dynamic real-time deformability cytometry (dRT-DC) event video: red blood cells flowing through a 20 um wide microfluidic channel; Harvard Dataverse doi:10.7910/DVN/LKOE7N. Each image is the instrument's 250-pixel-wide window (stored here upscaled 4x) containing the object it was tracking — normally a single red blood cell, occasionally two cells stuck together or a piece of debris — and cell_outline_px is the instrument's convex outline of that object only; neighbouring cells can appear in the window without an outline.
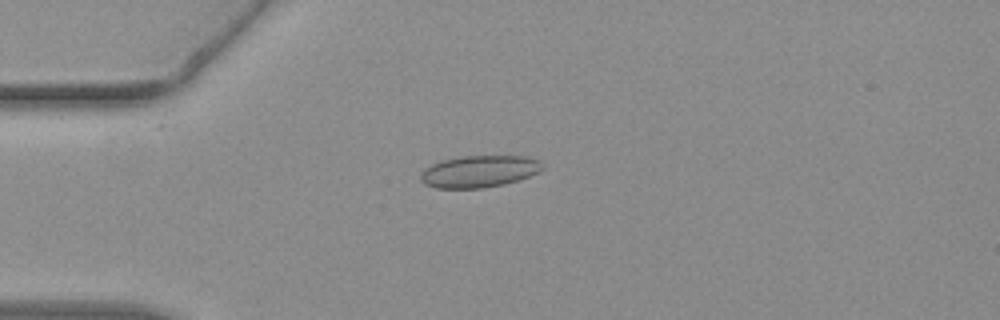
{"species": "common noctule bat (a hibernating species)", "species_latin": "Nyctalus noctula", "temperature_condition": "warm", "stored_images_in_passage": 37, "camera_frame_rate_fps": 3000, "um_per_image_px": 0.085, "animal": {"sex": "female", "body_mass_g": 19.3, "forearm_length_mm": 54.1}, "frame": {"image": 1, "passage_image": 4, "time_ms": 1.0, "image_size_px": [1000, 320], "cell_outline_px": [[544, 168], [528, 176], [504, 184], [480, 188], [436, 188], [424, 184], [420, 180], [420, 172], [424, 168], [440, 160], [460, 156], [528, 156], [540, 160]], "centroid_in_image_um": [40.68, 14.56], "position_along_channel_um": 44.3, "area_um2": 22.72}}
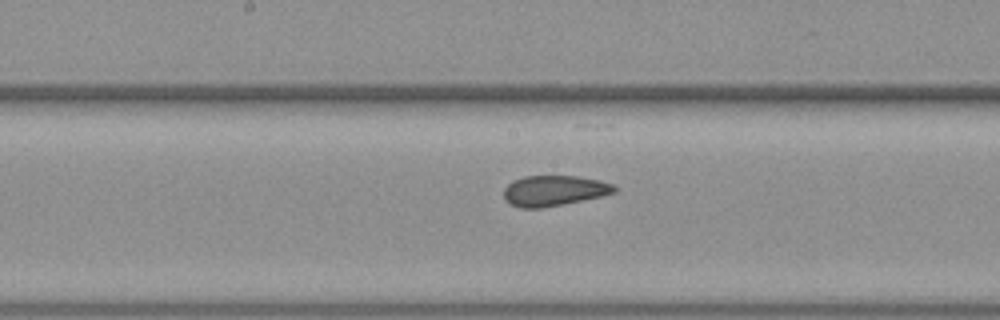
{"frame": {"image": 2, "passage_image": 18, "time_ms": 5.667, "image_size_px": [1000, 320], "cell_outline_px": [[616, 192], [600, 196], [564, 204], [540, 208], [520, 208], [508, 204], [504, 200], [504, 188], [512, 180], [524, 176], [576, 176], [600, 180], [612, 184], [616, 188]], "centroid_in_image_um": [47.04, 16.21], "position_along_channel_um": 201.2, "area_um2": 19.71}}
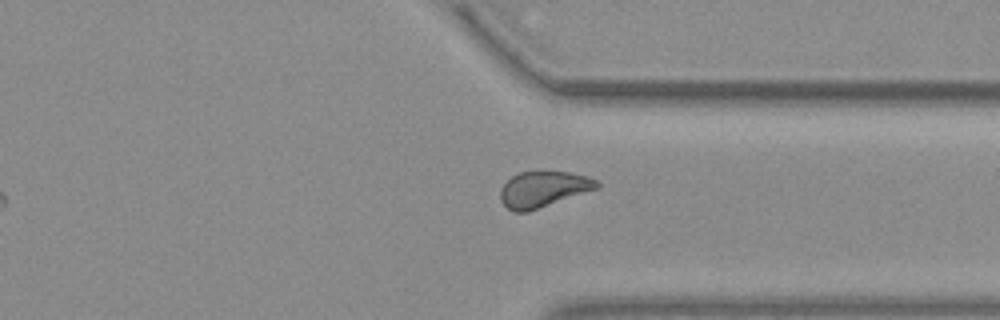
{"frame": {"image": 3, "passage_image": 31, "time_ms": 10.0, "image_size_px": [1000, 320], "cell_outline_px": [[600, 188], [528, 212], [512, 212], [500, 200], [500, 188], [512, 176], [520, 172], [572, 172], [588, 176], [596, 180], [600, 184]], "centroid_in_image_um": [46.2, 16.09], "position_along_channel_um": 365.2, "area_um2": 20.29}, "authors_computed_cell_mechanics": {"area_um2": 20.2878, "velocity_mm_per_s": 3.7985, "shape_relaxation_time_tau1_ms": null, "shape_relaxation_time_tau2_ms": 1.2943, "deformation_change_tau1": null, "deformation_change_tau2": 0.0757}}